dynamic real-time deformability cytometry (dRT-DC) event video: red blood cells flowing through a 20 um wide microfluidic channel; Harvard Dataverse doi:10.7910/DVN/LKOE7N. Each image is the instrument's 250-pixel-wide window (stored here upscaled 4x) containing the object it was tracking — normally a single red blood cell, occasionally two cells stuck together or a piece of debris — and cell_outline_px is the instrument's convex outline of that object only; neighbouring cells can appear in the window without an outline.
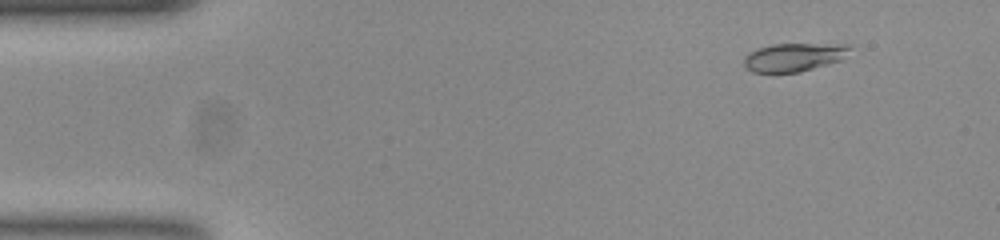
{"species": "common noctule bat (a hibernating species)", "species_latin": "Nyctalus noctula", "temperature_condition": "room temperature", "stored_images_in_passage": 55, "camera_frame_rate_fps": 3000, "um_per_image_px": 0.085, "animal": {"sex": "female", "body_mass_g": 23.0, "forearm_length_mm": 53.4}, "frame": {"image": 1, "passage_image": 6, "time_ms": 1.667, "image_size_px": [1000, 240], "cell_outline_px": [[852, 48], [840, 60], [828, 64], [800, 72], [752, 72], [744, 64], [744, 56], [748, 52], [756, 48], [772, 44], [848, 44]], "centroid_in_image_um": [67.46, 4.85], "position_along_channel_um": 17.5, "area_um2": 17.46}}
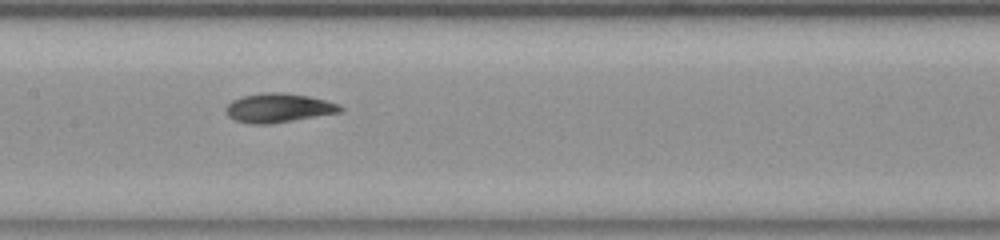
{"frame": {"image": 2, "passage_image": 27, "time_ms": 8.667, "image_size_px": [1000, 240], "cell_outline_px": [[344, 108], [340, 112], [268, 124], [252, 124], [236, 120], [228, 116], [224, 108], [232, 100], [244, 96], [264, 92], [284, 92], [308, 96], [340, 104]], "centroid_in_image_um": [23.65, 9.16], "position_along_channel_um": 183.7, "area_um2": 19.19}}
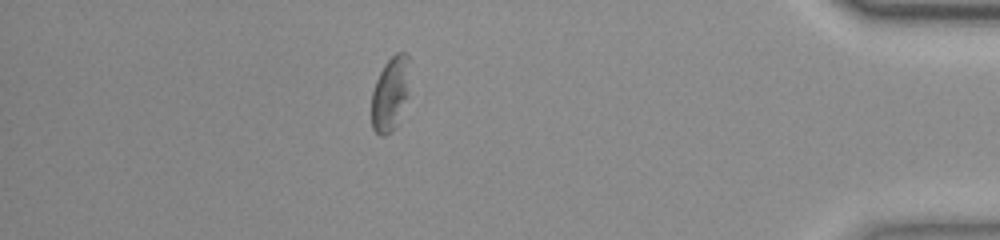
{"frame": {"image": 3, "passage_image": 48, "time_ms": 15.667, "image_size_px": [1000, 240], "cell_outline_px": [[412, 60], [408, 96], [392, 128], [384, 136], [380, 136], [372, 128], [372, 92], [376, 80], [384, 64], [396, 52], [408, 52]], "centroid_in_image_um": [33.21, 7.83], "position_along_channel_um": 402.0, "area_um2": 16.59}, "authors_computed_cell_mechanics": {"area_um2": 18.3226, "velocity_mm_per_s": 3.7677, "shape_relaxation_time_tau1_ms": 4.3607, "shape_relaxation_time_tau2_ms": 4.9345, "deformation_change_tau1": 0.1331, "deformation_change_tau2": 0.1129}}